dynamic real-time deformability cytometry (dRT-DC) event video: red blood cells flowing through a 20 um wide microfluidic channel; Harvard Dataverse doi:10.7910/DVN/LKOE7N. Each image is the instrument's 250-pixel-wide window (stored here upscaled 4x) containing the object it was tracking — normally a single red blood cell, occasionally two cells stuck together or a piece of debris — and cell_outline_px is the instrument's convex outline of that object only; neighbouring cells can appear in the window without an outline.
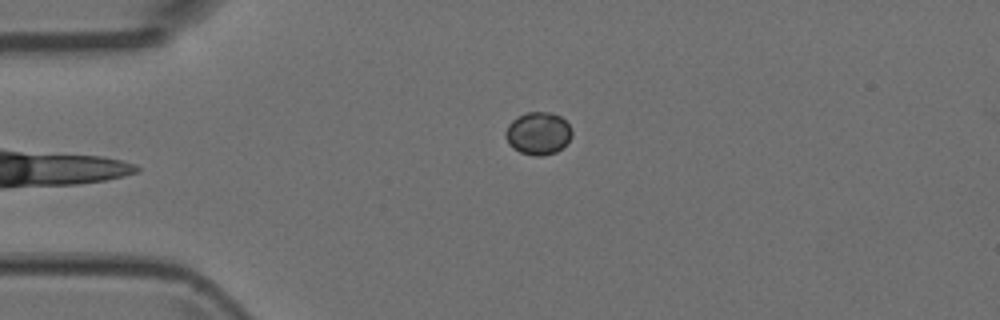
{"species": "Egyptian fruit bat (a non-hibernating species)", "species_latin": "Rousettus aegyptiacus", "temperature_condition": "room temperature", "stored_images_in_passage": 4, "camera_frame_rate_fps": 3000, "um_per_image_px": 0.085, "animal": {"sex": "female"}, "frame": {"image": 1, "passage_image": 4, "time_ms": 1.0, "image_size_px": [1000, 320], "cell_outline_px": [[572, 136], [556, 152], [540, 156], [536, 156], [520, 152], [512, 148], [508, 144], [504, 136], [504, 132], [508, 124], [512, 120], [528, 112], [552, 112], [560, 116], [568, 124], [572, 132]], "centroid_in_image_um": [45.71, 11.33], "position_along_channel_um": 39.3, "area_um2": 16.42}}